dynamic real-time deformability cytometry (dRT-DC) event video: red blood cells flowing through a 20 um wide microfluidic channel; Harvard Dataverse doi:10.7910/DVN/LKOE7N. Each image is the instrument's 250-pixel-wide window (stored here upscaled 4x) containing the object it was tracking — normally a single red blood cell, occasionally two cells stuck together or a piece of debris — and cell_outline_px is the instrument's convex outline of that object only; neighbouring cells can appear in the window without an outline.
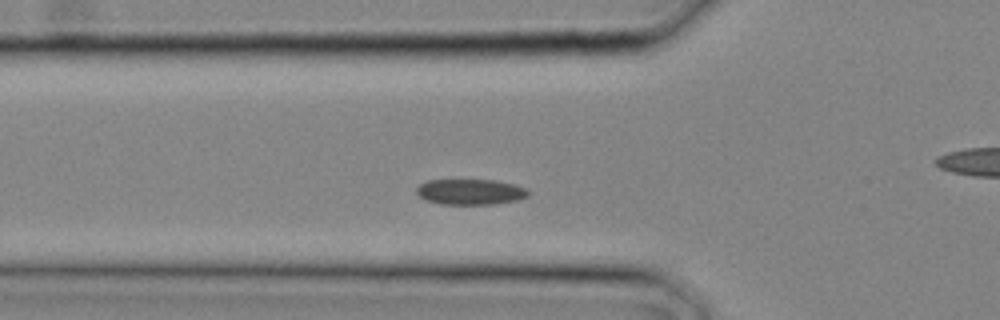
{"species": "common noctule bat (a hibernating species)", "species_latin": "Nyctalus noctula", "temperature_condition": "cold", "stored_images_in_passage": 21, "camera_frame_rate_fps": 3000, "um_per_image_px": 0.085, "animal": {"sex": "male", "body_mass_g": 20.4}, "frame": {"image": 1, "passage_image": 4, "time_ms": 1.0, "image_size_px": [1000, 320], "cell_outline_px": [[528, 196], [520, 200], [492, 204], [440, 204], [424, 200], [416, 192], [416, 188], [420, 184], [428, 180], [496, 180], [528, 188]], "centroid_in_image_um": [39.99, 16.31], "position_along_channel_um": 85.8, "area_um2": 16.76}}
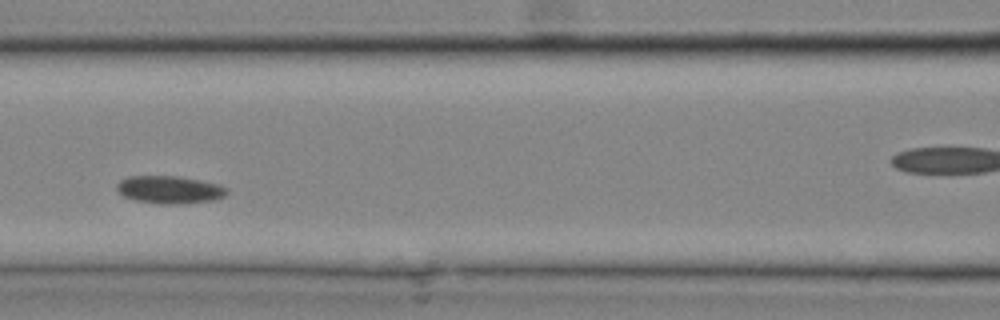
{"frame": {"image": 2, "passage_image": 7, "time_ms": 2.0, "image_size_px": [1000, 320], "cell_outline_px": [[228, 192], [224, 196], [212, 200], [184, 204], [160, 204], [136, 200], [124, 196], [116, 188], [116, 184], [120, 180], [128, 176], [180, 176], [220, 184], [228, 188]], "centroid_in_image_um": [14.43, 16.12], "position_along_channel_um": 152.2, "area_um2": 17.86}}